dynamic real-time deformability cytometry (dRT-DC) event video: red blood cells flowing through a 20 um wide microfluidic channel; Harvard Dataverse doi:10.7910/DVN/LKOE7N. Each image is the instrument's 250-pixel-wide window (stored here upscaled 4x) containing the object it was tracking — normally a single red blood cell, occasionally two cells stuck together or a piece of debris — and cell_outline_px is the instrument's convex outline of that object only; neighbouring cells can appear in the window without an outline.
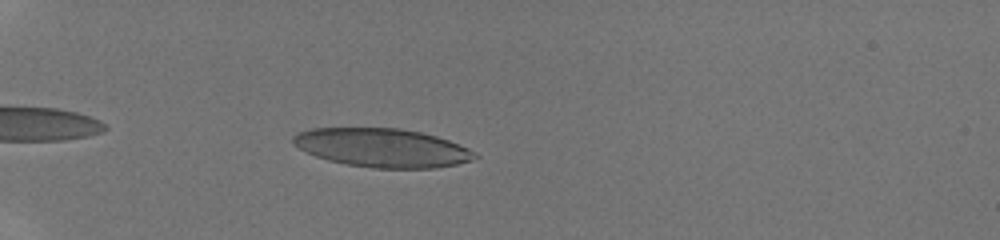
{"species": "human", "species_latin": "Homo sapiens", "temperature_condition": "room temperature", "stored_images_in_passage": 31, "camera_frame_rate_fps": 3000, "um_per_image_px": 0.085, "donor": {"sex": "male"}, "frame": {"image": 1, "passage_image": 4, "time_ms": 1.0, "image_size_px": [1000, 240], "cell_outline_px": [[480, 156], [472, 160], [456, 164], [436, 168], [372, 168], [348, 164], [328, 160], [316, 156], [292, 144], [292, 136], [296, 132], [312, 128], [400, 128], [420, 132], [436, 136], [448, 140], [468, 148], [476, 152]], "centroid_in_image_um": [32.49, 12.56], "position_along_channel_um": 52.5, "area_um2": 40.98}}
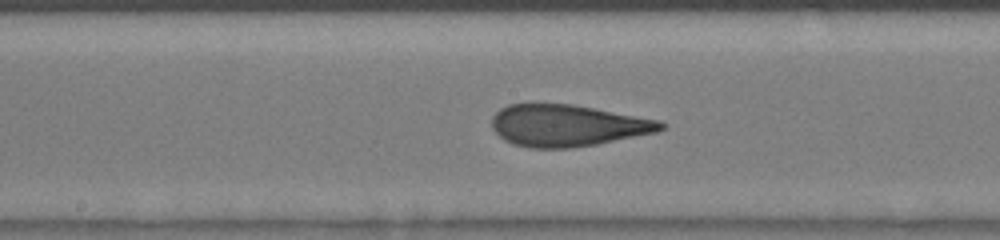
{"frame": {"image": 2, "passage_image": 16, "time_ms": 5.0, "image_size_px": [1000, 240], "cell_outline_px": [[668, 124], [664, 128], [656, 132], [596, 144], [568, 148], [528, 148], [512, 144], [504, 140], [492, 128], [492, 116], [500, 108], [508, 104], [572, 104], [660, 120]], "centroid_in_image_um": [48.22, 10.67], "position_along_channel_um": 200.0, "area_um2": 41.04}}
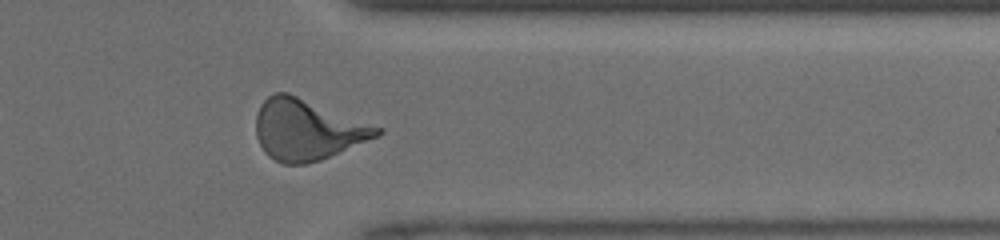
{"frame": {"image": 3, "passage_image": 28, "time_ms": 9.0, "image_size_px": [1000, 240], "cell_outline_px": [[384, 132], [380, 136], [320, 160], [304, 164], [284, 164], [268, 156], [264, 152], [256, 136], [256, 112], [260, 104], [268, 96], [276, 92], [288, 92], [384, 128]], "centroid_in_image_um": [26.13, 11.01], "position_along_channel_um": 385.3, "area_um2": 43.12}}